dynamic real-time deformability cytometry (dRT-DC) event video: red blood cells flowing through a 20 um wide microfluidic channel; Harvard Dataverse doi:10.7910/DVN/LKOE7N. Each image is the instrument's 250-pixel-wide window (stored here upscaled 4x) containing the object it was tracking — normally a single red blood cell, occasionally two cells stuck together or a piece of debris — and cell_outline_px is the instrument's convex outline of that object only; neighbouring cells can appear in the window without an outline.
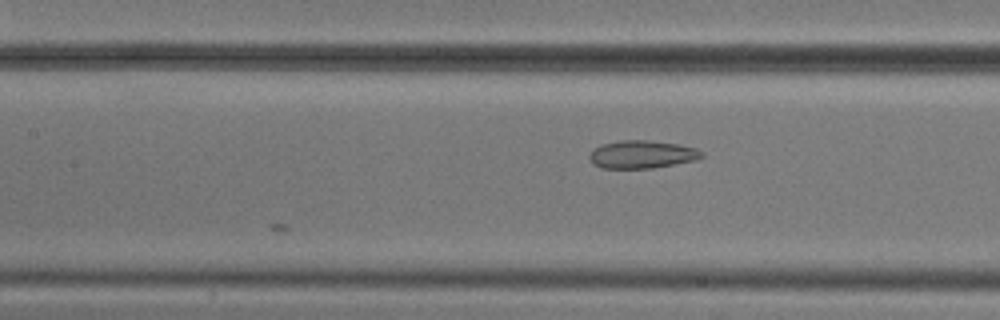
{"species": "common noctule bat (a hibernating species)", "species_latin": "Nyctalus noctula", "temperature_condition": "cold", "stored_images_in_passage": 6, "camera_frame_rate_fps": 3000, "um_per_image_px": 0.085, "animal": {"sex": "male", "body_mass_g": 20.5, "forearm_length_mm": 52.5}, "frame": {"image": 1, "passage_image": 5, "time_ms": 5.667, "image_size_px": [1000, 320], "cell_outline_px": [[704, 156], [696, 160], [652, 168], [604, 168], [592, 164], [588, 156], [600, 144], [620, 140], [648, 140], [680, 144], [696, 148], [704, 152]], "centroid_in_image_um": [54.59, 13.12], "position_along_channel_um": 152.8, "area_um2": 18.32}}